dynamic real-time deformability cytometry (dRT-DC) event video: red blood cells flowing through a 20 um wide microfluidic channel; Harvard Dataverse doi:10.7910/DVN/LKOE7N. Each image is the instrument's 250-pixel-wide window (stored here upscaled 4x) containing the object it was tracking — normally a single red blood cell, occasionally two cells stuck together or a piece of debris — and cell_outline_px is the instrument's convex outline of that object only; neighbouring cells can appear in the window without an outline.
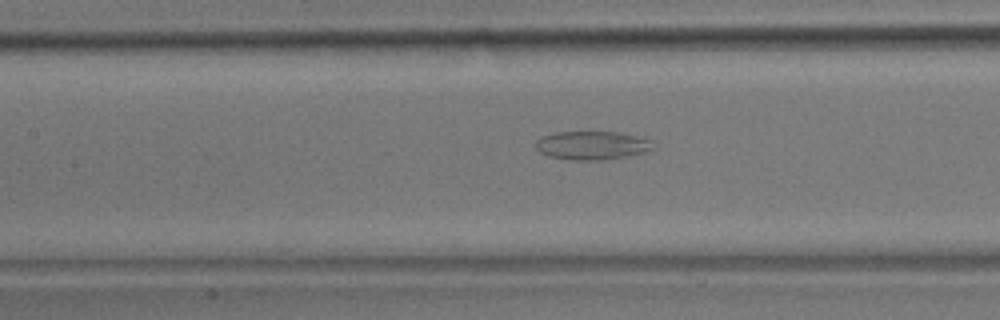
{"species": "common noctule bat (a hibernating species)", "species_latin": "Nyctalus noctula", "temperature_condition": "room temperature", "stored_images_in_passage": 54, "camera_frame_rate_fps": 3000, "um_per_image_px": 0.085, "animal": {"sex": "male", "body_mass_g": 17.9}, "frame": {"image": 1, "passage_image": 24, "time_ms": 7.667, "image_size_px": [1000, 320], "cell_outline_px": [[656, 148], [644, 152], [628, 156], [600, 160], [568, 160], [548, 156], [540, 152], [536, 148], [536, 140], [540, 136], [556, 132], [616, 132], [636, 136], [652, 140]], "centroid_in_image_um": [50.32, 12.36], "position_along_channel_um": 157.1, "area_um2": 19.65}}
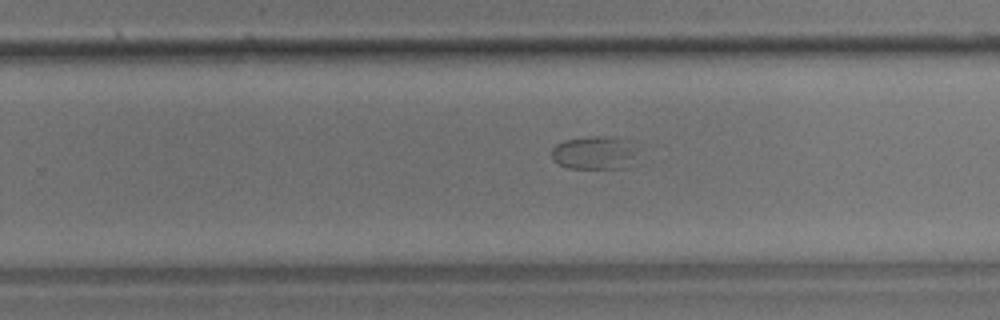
{"frame": {"image": 2, "passage_image": 34, "time_ms": 11.0, "image_size_px": [1000, 320], "cell_outline_px": [[636, 148], [624, 168], [568, 168], [552, 160], [552, 148], [556, 144], [564, 140], [588, 136], [612, 136], [628, 140]], "centroid_in_image_um": [50.44, 12.96], "position_along_channel_um": 279.4, "area_um2": 16.42}}
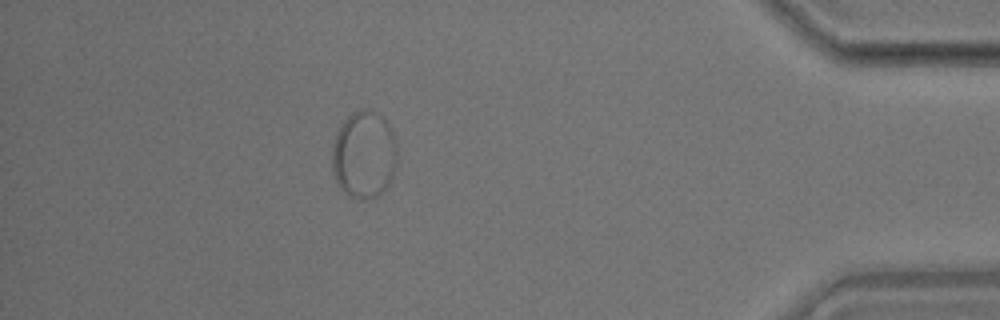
{"frame": {"image": 3, "passage_image": 48, "time_ms": 15.667, "image_size_px": [1000, 320], "cell_outline_px": [[396, 164], [392, 176], [388, 184], [380, 196], [372, 200], [364, 200], [348, 196], [340, 188], [332, 172], [332, 148], [336, 132], [344, 120], [352, 112], [364, 108], [372, 108], [388, 124], [396, 140]], "centroid_in_image_um": [30.93, 13.17], "position_along_channel_um": 404.3, "area_um2": 33.64}}